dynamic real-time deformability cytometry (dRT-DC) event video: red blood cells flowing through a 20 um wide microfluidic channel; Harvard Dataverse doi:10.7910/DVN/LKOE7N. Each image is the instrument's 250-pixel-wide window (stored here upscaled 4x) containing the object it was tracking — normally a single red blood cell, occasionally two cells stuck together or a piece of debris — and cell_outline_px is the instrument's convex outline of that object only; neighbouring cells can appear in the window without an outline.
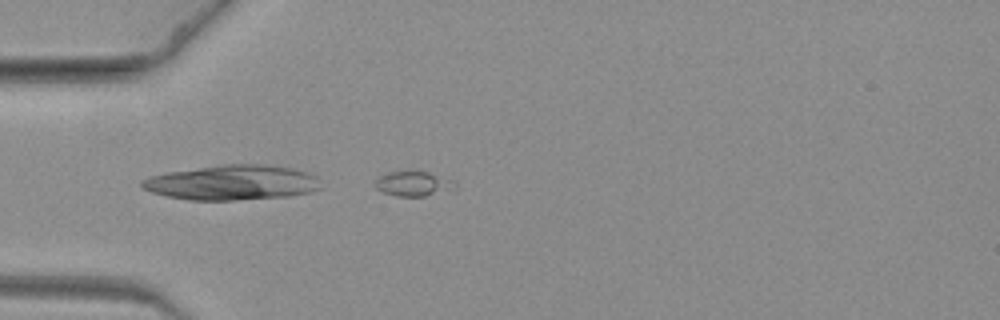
{"species": "common noctule bat (a hibernating species)", "species_latin": "Nyctalus noctula", "temperature_condition": "warm", "stored_images_in_passage": 48, "camera_frame_rate_fps": 3000, "um_per_image_px": 0.085, "animal": {"sex": "female", "body_mass_g": 19.3, "forearm_length_mm": 54.1}, "frame": {"image": 1, "passage_image": 1, "time_ms": 0.0, "image_size_px": [1000, 320], "cell_outline_px": [[456, 192], [424, 196], [396, 196], [384, 192], [376, 188], [376, 180], [380, 176], [388, 172], [408, 168], [412, 168], [428, 172], [456, 180]], "centroid_in_image_um": [35.26, 15.58], "position_along_channel_um": 49.7, "area_um2": 12.43}}
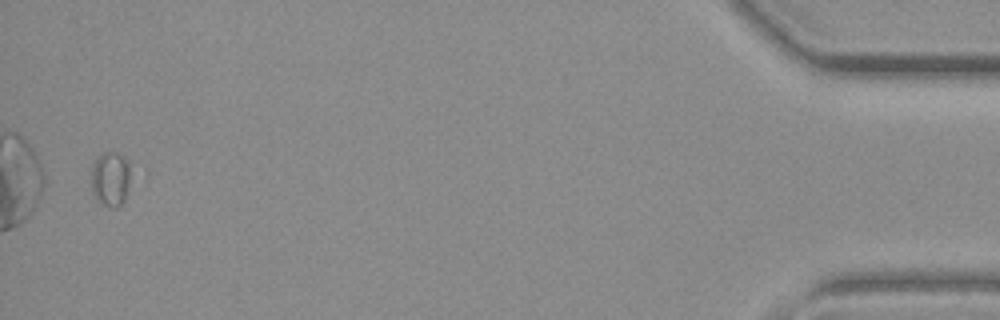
{"frame": {"image": 2, "passage_image": 46, "time_ms": 15.0, "image_size_px": [1000, 320], "cell_outline_px": [[128, 184], [124, 200], [116, 208], [112, 208], [104, 204], [92, 192], [92, 164], [104, 152], [116, 152], [124, 156], [128, 160]], "centroid_in_image_um": [9.38, 15.18], "position_along_channel_um": 425.8, "area_um2": 12.08}}